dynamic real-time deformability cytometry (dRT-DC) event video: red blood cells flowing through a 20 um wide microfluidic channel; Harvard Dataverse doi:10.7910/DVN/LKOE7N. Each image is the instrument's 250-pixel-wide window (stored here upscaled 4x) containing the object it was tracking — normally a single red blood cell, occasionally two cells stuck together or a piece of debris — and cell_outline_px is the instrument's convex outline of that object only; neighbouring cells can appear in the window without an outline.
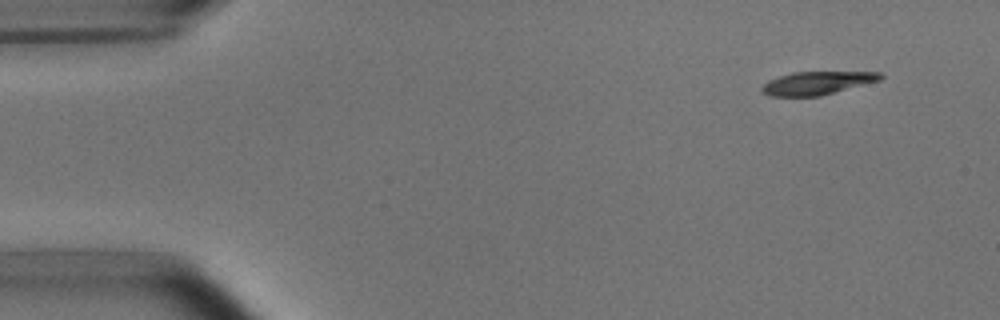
{"species": "common noctule bat (a hibernating species)", "species_latin": "Nyctalus noctula", "temperature_condition": "room temperature", "stored_images_in_passage": 5, "camera_frame_rate_fps": 3000, "um_per_image_px": 0.085, "animal": {"sex": "male", "body_mass_g": 15.6}, "frame": {"image": 1, "passage_image": 2, "time_ms": 1.333, "image_size_px": [1000, 320], "cell_outline_px": [[884, 76], [880, 80], [820, 96], [768, 96], [760, 88], [768, 80], [792, 72], [880, 72]], "centroid_in_image_um": [69.44, 7.06], "position_along_channel_um": 15.6, "area_um2": 15.84}}